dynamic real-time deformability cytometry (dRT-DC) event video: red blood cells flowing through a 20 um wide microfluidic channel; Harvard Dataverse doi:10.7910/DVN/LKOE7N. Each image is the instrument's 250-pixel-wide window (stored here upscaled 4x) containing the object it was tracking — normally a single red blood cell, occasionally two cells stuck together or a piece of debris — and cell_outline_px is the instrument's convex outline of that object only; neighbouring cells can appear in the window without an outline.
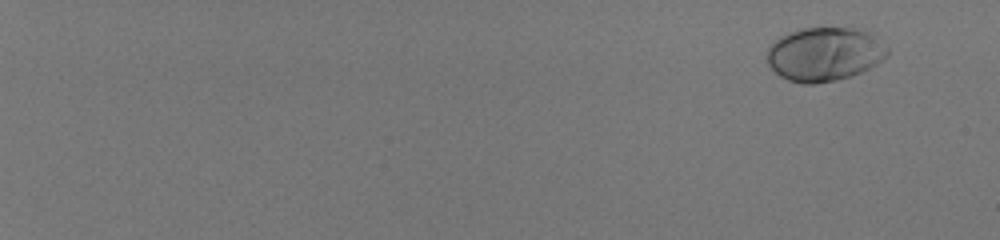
{"species": "human", "species_latin": "Homo sapiens", "temperature_condition": "room temperature", "stored_images_in_passage": 55, "camera_frame_rate_fps": 3000, "um_per_image_px": 0.085, "donor": {"sex": "male"}, "frame": {"image": 1, "passage_image": 1, "time_ms": 0.0, "image_size_px": [1000, 240], "cell_outline_px": [[888, 56], [876, 64], [852, 76], [836, 80], [816, 84], [804, 84], [788, 80], [780, 76], [768, 64], [764, 56], [772, 40], [788, 32], [804, 28], [868, 28], [888, 48]], "centroid_in_image_um": [70.08, 4.58], "position_along_channel_um": 14.9, "area_um2": 38.44}}
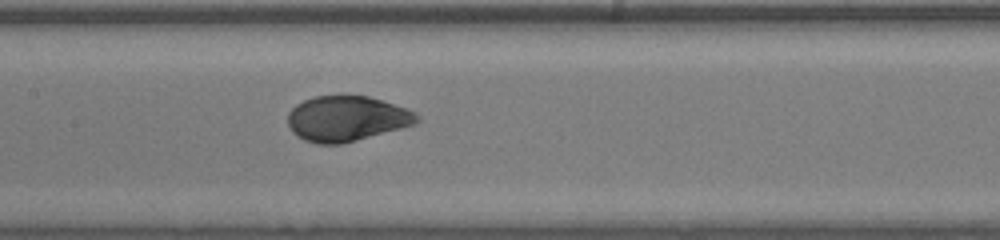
{"frame": {"image": 2, "passage_image": 32, "time_ms": 10.333, "image_size_px": [1000, 240], "cell_outline_px": [[420, 120], [416, 124], [356, 140], [340, 144], [316, 144], [304, 140], [292, 132], [288, 124], [288, 112], [296, 104], [304, 100], [316, 96], [340, 92], [368, 96], [408, 108], [416, 112], [420, 116]], "centroid_in_image_um": [29.47, 10.04], "position_along_channel_um": 177.9, "area_um2": 34.85}}
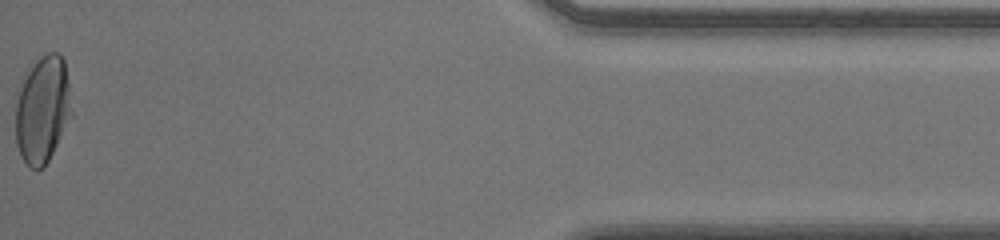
{"frame": {"image": 3, "passage_image": 55, "time_ms": 18.0, "image_size_px": [1000, 240], "cell_outline_px": [[72, 116], [48, 160], [36, 172], [28, 168], [20, 156], [16, 144], [16, 104], [24, 80], [28, 72], [36, 60], [40, 56], [48, 52], [60, 52], [64, 60], [68, 84], [72, 112]], "centroid_in_image_um": [3.62, 9.35], "position_along_channel_um": 431.6, "area_um2": 34.68}, "authors_computed_cell_mechanics": {"area_um2": 34.9112, "velocity_mm_per_s": 4.0263, "shape_relaxation_time_tau1_ms": 2.86, "shape_relaxation_time_tau2_ms": null, "deformation_change_tau1": 0.1665, "deformation_change_tau2": null}}